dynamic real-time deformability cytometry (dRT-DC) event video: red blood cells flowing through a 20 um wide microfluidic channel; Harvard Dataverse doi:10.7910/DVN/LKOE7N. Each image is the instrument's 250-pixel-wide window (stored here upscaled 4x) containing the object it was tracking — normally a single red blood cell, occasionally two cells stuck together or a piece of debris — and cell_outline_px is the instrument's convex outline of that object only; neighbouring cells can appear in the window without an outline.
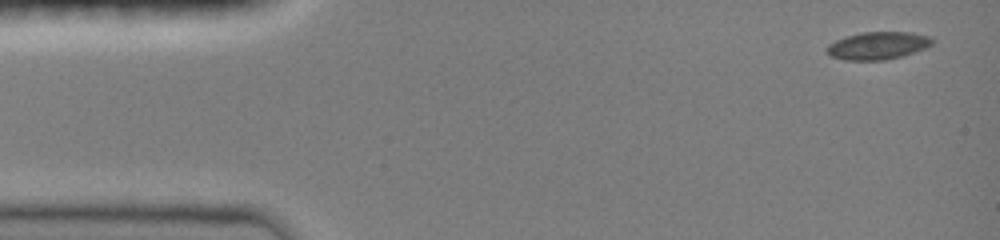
{"species": "common noctule bat (a hibernating species)", "species_latin": "Nyctalus noctula", "temperature_condition": "room temperature", "stored_images_in_passage": 21, "camera_frame_rate_fps": 3000, "um_per_image_px": 0.085, "animal": {"sex": "female", "body_mass_g": 19.0, "forearm_length_mm": 51.5}, "frame": {"image": 1, "passage_image": 1, "time_ms": 0.0, "image_size_px": [1000, 240], "cell_outline_px": [[932, 44], [924, 48], [900, 56], [884, 60], [844, 60], [828, 56], [824, 48], [828, 44], [836, 40], [860, 32], [912, 32], [932, 36]], "centroid_in_image_um": [74.56, 3.87], "position_along_channel_um": 10.4, "area_um2": 16.99}}
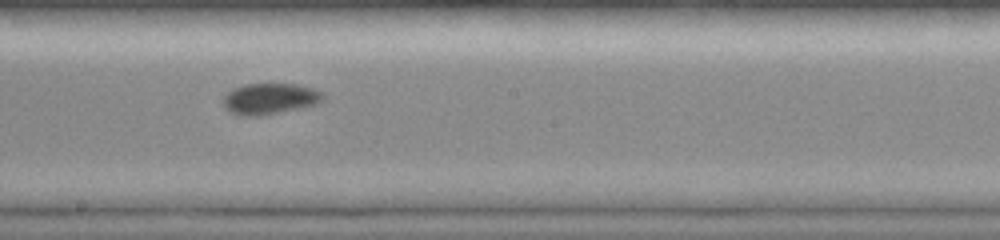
{"frame": {"image": 2, "passage_image": 12, "time_ms": 8.0, "image_size_px": [1000, 240], "cell_outline_px": [[324, 100], [316, 104], [260, 116], [240, 116], [224, 108], [224, 96], [232, 88], [244, 84], [296, 84], [312, 88], [324, 92]], "centroid_in_image_um": [22.93, 8.38], "position_along_channel_um": 225.3, "area_um2": 18.03}}
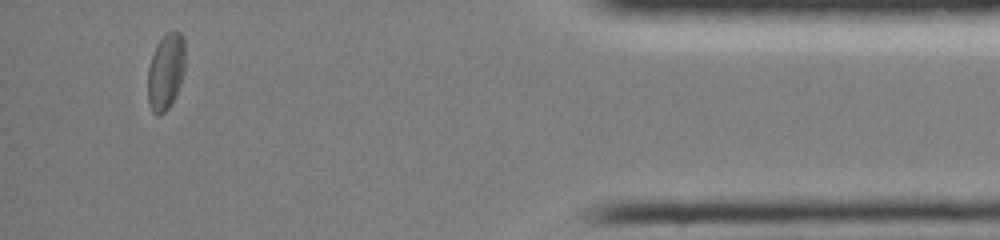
{"frame": {"image": 3, "passage_image": 20, "time_ms": 14.0, "image_size_px": [1000, 240], "cell_outline_px": [[184, 72], [180, 84], [168, 108], [160, 116], [156, 116], [152, 112], [148, 104], [148, 68], [156, 44], [168, 32], [180, 32], [184, 40]], "centroid_in_image_um": [14.07, 6.11], "position_along_channel_um": 421.1, "area_um2": 16.47}, "authors_computed_cell_mechanics": {"area_um2": 16.9932, "velocity_mm_per_s": 4.0215, "shape_relaxation_time_tau1_ms": 4.4315, "shape_relaxation_time_tau2_ms": 2.2301, "deformation_change_tau1": 0.1079, "deformation_change_tau2": 0.0515}}